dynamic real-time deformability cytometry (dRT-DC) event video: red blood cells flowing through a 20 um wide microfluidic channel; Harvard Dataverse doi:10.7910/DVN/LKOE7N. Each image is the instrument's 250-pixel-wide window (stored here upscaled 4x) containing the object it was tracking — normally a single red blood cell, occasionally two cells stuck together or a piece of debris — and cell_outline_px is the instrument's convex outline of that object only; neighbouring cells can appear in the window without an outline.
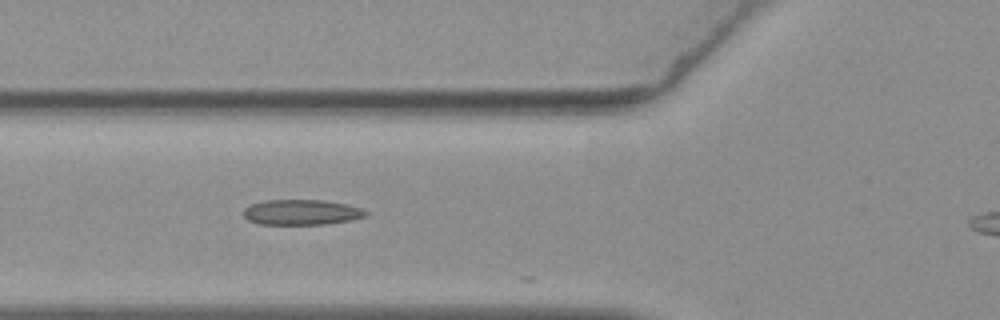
{"species": "common noctule bat (a hibernating species)", "species_latin": "Nyctalus noctula", "temperature_condition": "warm", "stored_images_in_passage": 41, "camera_frame_rate_fps": 3000, "um_per_image_px": 0.085, "animal": {"sex": "female", "body_mass_g": 19.3, "forearm_length_mm": 54.1}, "frame": {"image": 1, "passage_image": 12, "time_ms": 3.667, "image_size_px": [1000, 320], "cell_outline_px": [[368, 216], [348, 220], [324, 224], [260, 224], [248, 220], [244, 216], [244, 208], [252, 204], [264, 200], [324, 200], [348, 204], [360, 208], [368, 212]], "centroid_in_image_um": [25.63, 18.03], "position_along_channel_um": 100.2, "area_um2": 17.98}}
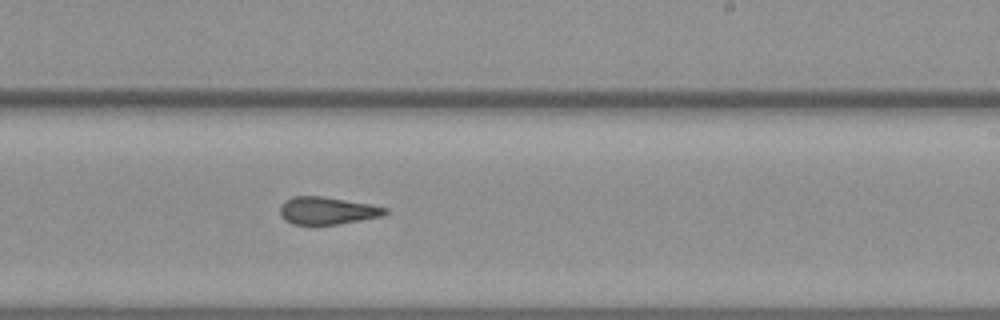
{"frame": {"image": 2, "passage_image": 25, "time_ms": 8.0, "image_size_px": [1000, 320], "cell_outline_px": [[388, 212], [384, 216], [336, 224], [292, 224], [284, 220], [280, 216], [280, 204], [284, 200], [292, 196], [320, 196], [372, 204], [388, 208]], "centroid_in_image_um": [27.8, 17.9], "position_along_channel_um": 261.2, "area_um2": 16.94}}
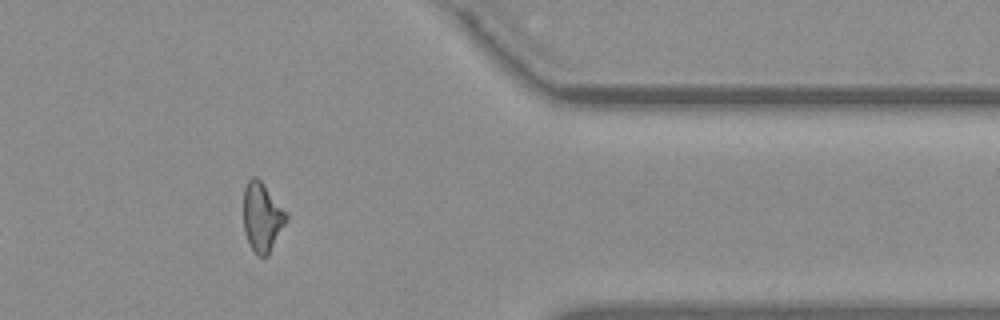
{"frame": {"image": 3, "passage_image": 37, "time_ms": 12.0, "image_size_px": [1000, 320], "cell_outline_px": [[288, 220], [268, 256], [256, 256], [248, 244], [244, 232], [244, 188], [248, 180], [252, 176], [256, 176], [264, 184], [288, 212]], "centroid_in_image_um": [22.3, 18.47], "position_along_channel_um": 389.1, "area_um2": 17.63}, "authors_computed_cell_mechanics": {"area_um2": 17.4556, "velocity_mm_per_s": 3.7138, "shape_relaxation_time_tau1_ms": null, "shape_relaxation_time_tau2_ms": 5.0377, "deformation_change_tau1": null, "deformation_change_tau2": 0.1192}}